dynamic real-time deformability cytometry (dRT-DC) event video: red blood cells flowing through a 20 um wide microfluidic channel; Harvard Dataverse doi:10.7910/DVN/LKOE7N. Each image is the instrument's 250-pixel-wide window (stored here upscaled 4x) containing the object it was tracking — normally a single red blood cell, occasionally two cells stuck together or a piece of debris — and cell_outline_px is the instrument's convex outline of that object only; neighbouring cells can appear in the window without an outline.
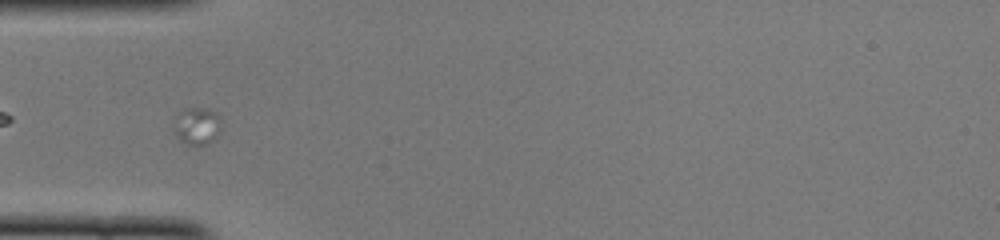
{"species": "common noctule bat (a hibernating species)", "species_latin": "Nyctalus noctula", "temperature_condition": "cold", "stored_images_in_passage": 26, "camera_frame_rate_fps": 3000, "um_per_image_px": 0.085, "animal": {"sex": "female", "body_mass_g": 22.0, "forearm_length_mm": 56.7}, "frame": {"image": 1, "passage_image": 17, "time_ms": 5.333, "image_size_px": [1000, 240], "cell_outline_px": [[220, 128], [216, 136], [208, 144], [188, 144], [180, 140], [176, 136], [172, 128], [176, 112], [184, 108], [208, 108], [216, 112], [220, 116]], "centroid_in_image_um": [16.7, 10.66], "position_along_channel_um": 68.3, "area_um2": 10.52}}